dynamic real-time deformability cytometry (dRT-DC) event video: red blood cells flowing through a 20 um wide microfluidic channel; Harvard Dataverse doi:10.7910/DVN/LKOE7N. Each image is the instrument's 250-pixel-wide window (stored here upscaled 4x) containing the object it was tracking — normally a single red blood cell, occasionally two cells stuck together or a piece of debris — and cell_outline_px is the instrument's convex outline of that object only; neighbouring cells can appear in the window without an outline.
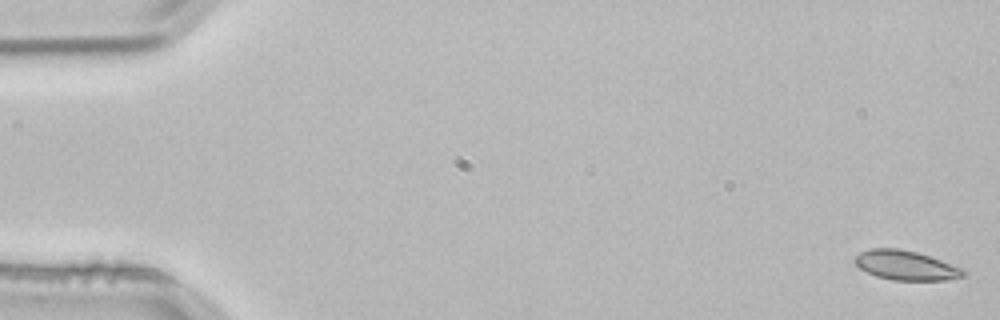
{"species": "common noctule bat (a hibernating species)", "species_latin": "Nyctalus noctula", "temperature_condition": "room temperature", "stored_images_in_passage": 4, "camera_frame_rate_fps": 3000, "um_per_image_px": 0.085, "animal": {"sex": "male", "body_mass_g": 21.5, "forearm_length_mm": 52.0}, "frame": {"image": 1, "passage_image": 1, "time_ms": 0.0, "image_size_px": [1000, 320], "cell_outline_px": [[968, 272], [964, 276], [948, 280], [892, 280], [876, 276], [860, 268], [852, 260], [860, 252], [872, 248], [900, 248], [916, 252], [964, 268]], "centroid_in_image_um": [77.01, 22.56], "position_along_channel_um": 8.0, "area_um2": 18.67}}
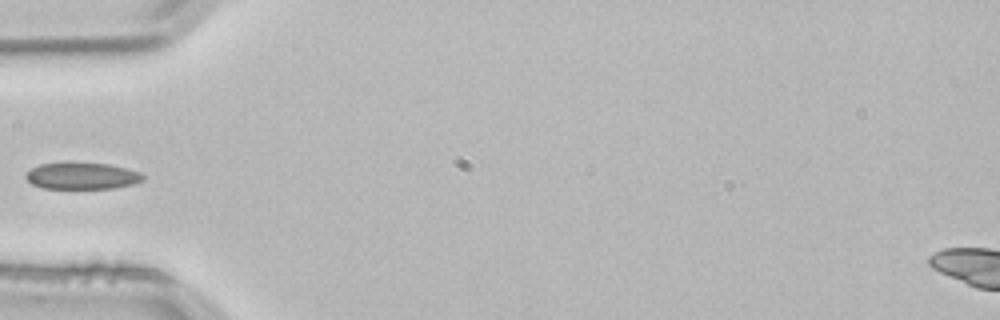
{"frame": {"image": 2, "passage_image": 4, "time_ms": 1.0, "image_size_px": [1000, 320], "cell_outline_px": [[144, 180], [132, 184], [112, 188], [44, 188], [32, 184], [24, 176], [32, 168], [40, 164], [108, 164], [140, 172], [144, 176]], "centroid_in_image_um": [6.98, 14.97], "position_along_channel_um": 78.0, "area_um2": 17.57}}